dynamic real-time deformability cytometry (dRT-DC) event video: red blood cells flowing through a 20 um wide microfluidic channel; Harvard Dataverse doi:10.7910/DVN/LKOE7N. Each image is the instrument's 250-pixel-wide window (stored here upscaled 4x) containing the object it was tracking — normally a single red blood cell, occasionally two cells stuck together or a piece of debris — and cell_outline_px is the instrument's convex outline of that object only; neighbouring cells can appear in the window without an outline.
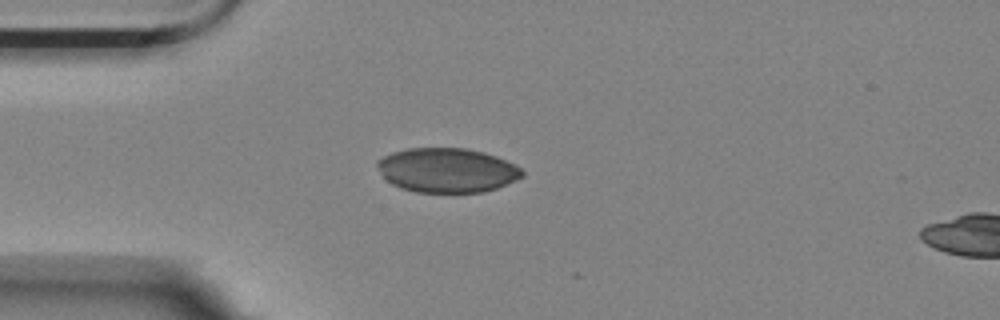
{"species": "Egyptian fruit bat (a non-hibernating species)", "species_latin": "Rousettus aegyptiacus", "temperature_condition": "room temperature", "stored_images_in_passage": 34, "camera_frame_rate_fps": 3000, "um_per_image_px": 0.085, "animal": {"sex": "female"}, "frame": {"image": 1, "passage_image": 1, "time_ms": 0.0, "image_size_px": [1000, 320], "cell_outline_px": [[524, 176], [496, 188], [484, 192], [416, 192], [400, 188], [392, 184], [380, 172], [376, 164], [376, 160], [392, 152], [408, 148], [468, 148], [484, 152], [496, 156], [516, 164], [524, 172]], "centroid_in_image_um": [38.0, 14.46], "position_along_channel_um": 47.0, "area_um2": 37.57}}
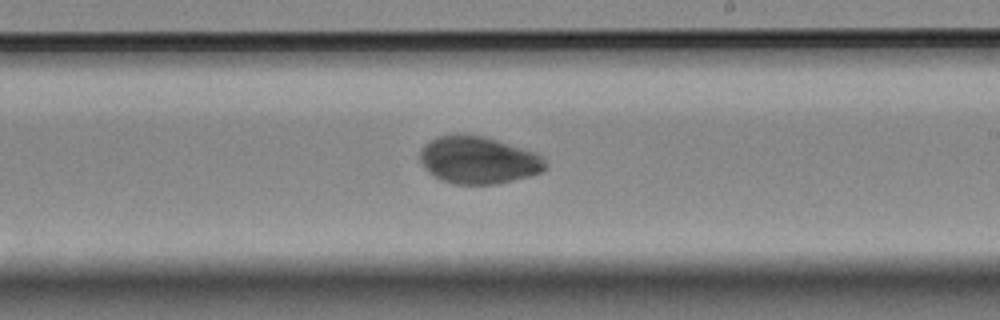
{"frame": {"image": 2, "passage_image": 19, "time_ms": 6.0, "image_size_px": [1000, 320], "cell_outline_px": [[544, 168], [540, 172], [528, 176], [496, 184], [452, 184], [440, 180], [432, 176], [424, 168], [420, 160], [420, 152], [424, 144], [436, 136], [480, 136], [496, 140], [544, 156]], "centroid_in_image_um": [40.59, 13.64], "position_along_channel_um": 248.4, "area_um2": 33.93}}
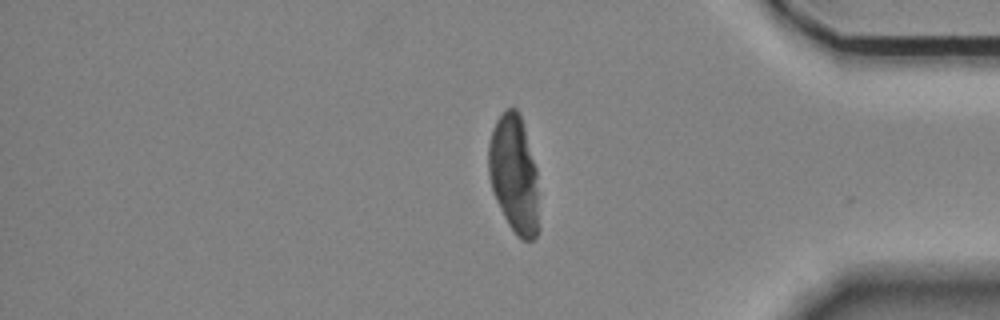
{"frame": {"image": 3, "passage_image": 33, "time_ms": 10.667, "image_size_px": [1000, 320], "cell_outline_px": [[540, 228], [536, 236], [532, 240], [520, 240], [516, 236], [508, 224], [492, 192], [488, 172], [488, 144], [492, 128], [496, 120], [508, 108], [516, 108], [520, 112], [536, 168], [540, 224]], "centroid_in_image_um": [43.7, 14.86], "position_along_channel_um": 391.5, "area_um2": 35.2}}